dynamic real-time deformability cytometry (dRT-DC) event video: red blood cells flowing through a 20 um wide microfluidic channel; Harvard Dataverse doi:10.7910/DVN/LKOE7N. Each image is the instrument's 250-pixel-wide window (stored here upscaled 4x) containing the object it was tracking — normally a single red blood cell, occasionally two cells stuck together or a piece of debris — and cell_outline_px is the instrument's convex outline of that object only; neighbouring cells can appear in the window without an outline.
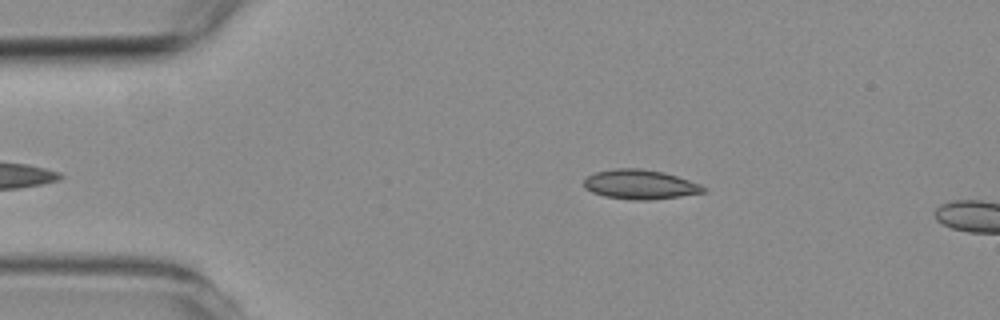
{"species": "common noctule bat (a hibernating species)", "species_latin": "Nyctalus noctula", "temperature_condition": "room temperature", "stored_images_in_passage": 2, "camera_frame_rate_fps": 3000, "um_per_image_px": 0.085, "animal": {"sex": "female", "body_mass_g": 19.3, "forearm_length_mm": 54.1}, "frame": {"image": 1, "passage_image": 1, "time_ms": 0.0, "image_size_px": [1000, 320], "cell_outline_px": [[708, 188], [704, 192], [680, 196], [648, 200], [632, 200], [604, 196], [592, 192], [584, 188], [584, 180], [588, 176], [596, 172], [616, 168], [640, 168], [664, 172], [700, 184]], "centroid_in_image_um": [54.4, 15.68], "position_along_channel_um": 30.6, "area_um2": 20.46}}